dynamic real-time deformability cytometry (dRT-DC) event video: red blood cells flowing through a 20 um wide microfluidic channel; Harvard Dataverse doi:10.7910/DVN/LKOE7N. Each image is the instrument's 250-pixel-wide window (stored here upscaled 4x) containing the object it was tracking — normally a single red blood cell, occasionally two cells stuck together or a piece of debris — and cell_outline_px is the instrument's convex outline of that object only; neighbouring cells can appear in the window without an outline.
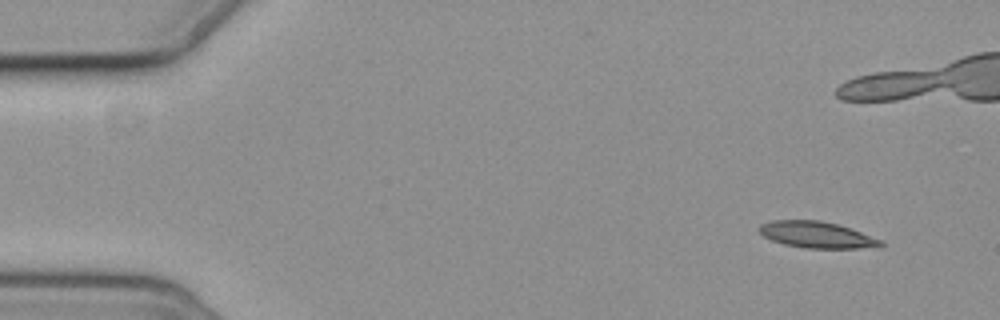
{"species": "common noctule bat (a hibernating species)", "species_latin": "Nyctalus noctula", "temperature_condition": "cold", "stored_images_in_passage": 13, "camera_frame_rate_fps": 3000, "um_per_image_px": 0.085, "animal": {"sex": "female", "body_mass_g": 19.3, "forearm_length_mm": 54.1}, "frame": {"image": 1, "passage_image": 1, "time_ms": 0.0, "image_size_px": [1000, 320], "cell_outline_px": [[884, 244], [880, 248], [804, 248], [784, 244], [772, 240], [764, 236], [756, 228], [760, 224], [772, 220], [820, 220], [836, 224], [860, 232], [880, 240]], "centroid_in_image_um": [69.39, 19.96], "position_along_channel_um": 15.6, "area_um2": 18.61}, "authors_computed_cell_mechanics": {"area_um2": 19.0162, "velocity_mm_per_s": 3.6136, "shape_relaxation_time_tau1_ms": 4.4223, "shape_relaxation_time_tau2_ms": 3.7528, "deformation_change_tau1": 0.1033, "deformation_change_tau2": 0.0827}}